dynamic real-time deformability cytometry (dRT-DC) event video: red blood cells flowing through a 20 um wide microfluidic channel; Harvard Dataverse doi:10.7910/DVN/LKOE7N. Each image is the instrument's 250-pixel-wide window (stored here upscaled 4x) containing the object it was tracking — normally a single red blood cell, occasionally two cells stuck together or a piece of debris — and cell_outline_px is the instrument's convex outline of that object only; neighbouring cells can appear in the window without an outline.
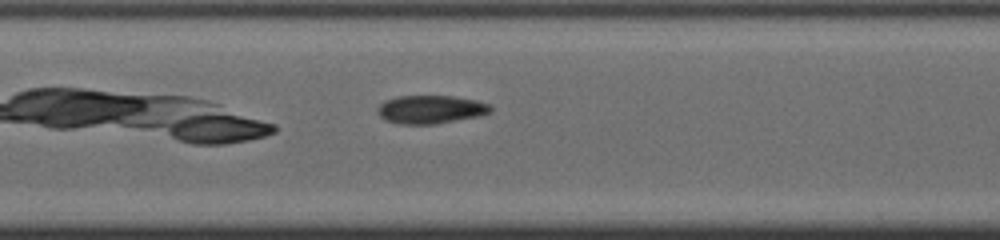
{"species": "common noctule bat (a hibernating species)", "species_latin": "Nyctalus noctula", "temperature_condition": "cold", "stored_images_in_passage": 31, "camera_frame_rate_fps": 3000, "um_per_image_px": 0.085, "animal": {"sex": "male", "body_mass_g": 19.0, "forearm_length_mm": 50.8}, "frame": {"image": 1, "passage_image": 10, "time_ms": 3.0, "image_size_px": [1000, 240], "cell_outline_px": [[492, 112], [480, 116], [436, 124], [400, 124], [384, 120], [376, 112], [376, 108], [384, 100], [396, 96], [452, 96], [476, 100], [492, 104]], "centroid_in_image_um": [36.61, 9.3], "position_along_channel_um": 170.8, "area_um2": 18.96}}
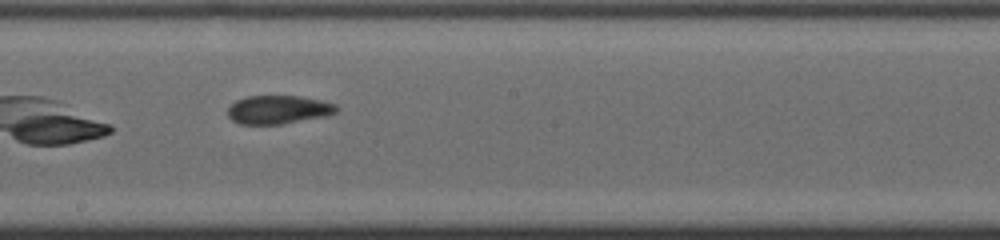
{"frame": {"image": 2, "passage_image": 14, "time_ms": 4.333, "image_size_px": [1000, 240], "cell_outline_px": [[340, 108], [336, 112], [324, 116], [280, 124], [240, 124], [232, 120], [228, 116], [228, 108], [236, 100], [248, 96], [300, 96], [320, 100], [336, 104]], "centroid_in_image_um": [23.65, 9.31], "position_along_channel_um": 224.5, "area_um2": 17.92}, "authors_computed_cell_mechanics": {"area_um2": 18.6116, "velocity_mm_per_s": 4.0506, "shape_relaxation_time_tau1_ms": null, "shape_relaxation_time_tau2_ms": 3.241, "deformation_change_tau1": null, "deformation_change_tau2": 0.0964}}